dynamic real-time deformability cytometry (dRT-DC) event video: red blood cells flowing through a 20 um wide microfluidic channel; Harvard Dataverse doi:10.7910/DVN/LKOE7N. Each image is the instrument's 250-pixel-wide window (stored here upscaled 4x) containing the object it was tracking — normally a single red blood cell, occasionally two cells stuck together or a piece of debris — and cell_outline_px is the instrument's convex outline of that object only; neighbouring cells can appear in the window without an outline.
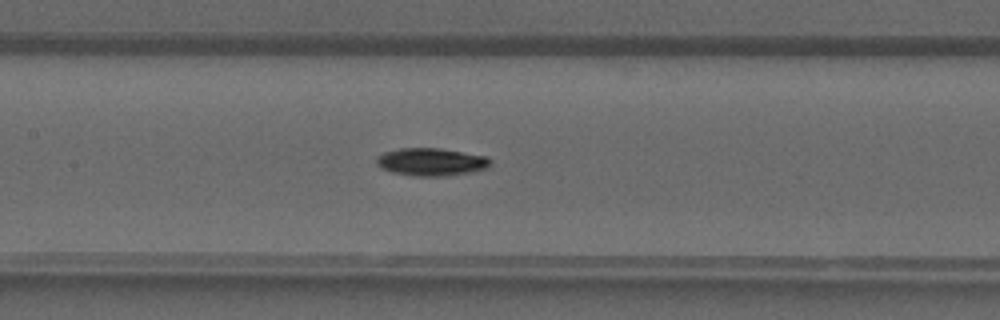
{"species": "common noctule bat (a hibernating species)", "species_latin": "Nyctalus noctula", "temperature_condition": "warm", "stored_images_in_passage": 41, "camera_frame_rate_fps": 3000, "um_per_image_px": 0.085, "animal": {"sex": "male", "forearm_length_mm": 52.5}, "frame": {"image": 1, "passage_image": 20, "time_ms": 6.333, "image_size_px": [1000, 320], "cell_outline_px": [[492, 164], [488, 168], [472, 172], [440, 176], [412, 176], [392, 172], [380, 168], [376, 164], [376, 160], [384, 152], [400, 148], [440, 148], [488, 156], [492, 160]], "centroid_in_image_um": [36.69, 13.76], "position_along_channel_um": 170.7, "area_um2": 18.55}}
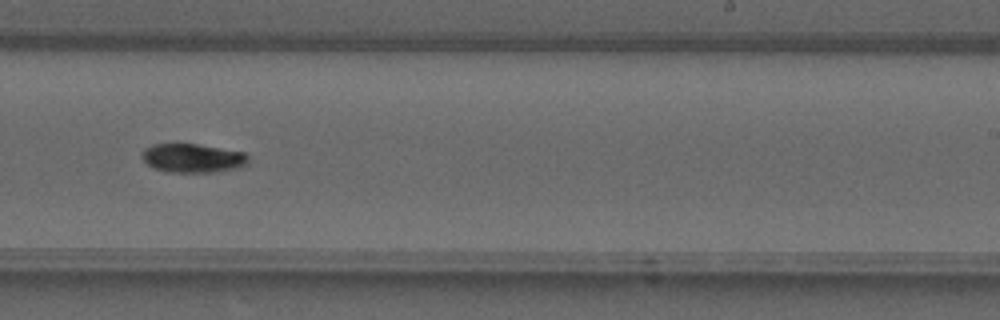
{"frame": {"image": 2, "passage_image": 26, "time_ms": 8.333, "image_size_px": [1000, 320], "cell_outline_px": [[248, 164], [240, 168], [216, 172], [164, 172], [152, 168], [140, 156], [140, 152], [144, 148], [152, 144], [196, 144], [244, 152], [248, 156]], "centroid_in_image_um": [16.35, 13.45], "position_along_channel_um": 272.6, "area_um2": 18.15}}
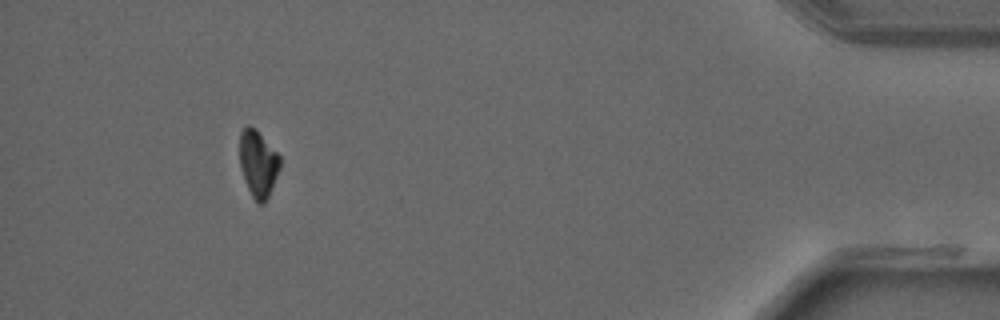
{"frame": {"image": 3, "passage_image": 38, "time_ms": 12.333, "image_size_px": [1000, 320], "cell_outline_px": [[280, 168], [268, 196], [264, 204], [260, 204], [252, 196], [248, 188], [240, 164], [240, 132], [248, 124], [256, 128], [280, 156]], "centroid_in_image_um": [21.94, 13.86], "position_along_channel_um": 413.3, "area_um2": 15.43}}